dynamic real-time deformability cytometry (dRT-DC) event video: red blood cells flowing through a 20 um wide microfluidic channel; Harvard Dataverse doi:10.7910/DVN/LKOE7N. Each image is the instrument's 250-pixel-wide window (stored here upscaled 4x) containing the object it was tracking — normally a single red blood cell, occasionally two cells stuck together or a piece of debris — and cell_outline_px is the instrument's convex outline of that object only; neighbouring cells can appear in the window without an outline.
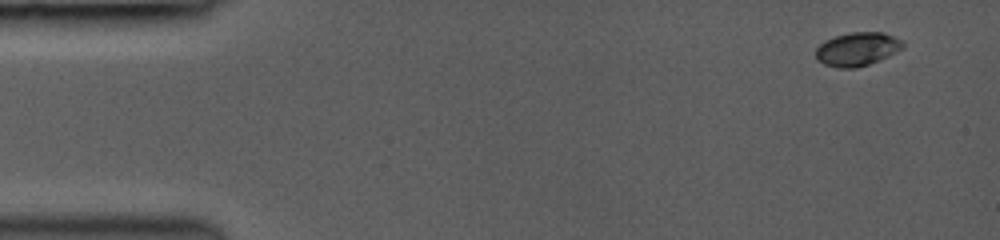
{"species": "common noctule bat (a hibernating species)", "species_latin": "Nyctalus noctula", "temperature_condition": "room temperature", "stored_images_in_passage": 37, "camera_frame_rate_fps": 3000, "um_per_image_px": 0.085, "animal": {"sex": "female", "body_mass_g": 19.0, "forearm_length_mm": 53.3}, "frame": {"image": 1, "passage_image": 1, "time_ms": 0.0, "image_size_px": [1000, 240], "cell_outline_px": [[904, 48], [880, 60], [856, 68], [840, 68], [824, 64], [816, 60], [816, 48], [824, 40], [848, 32], [880, 32], [904, 40]], "centroid_in_image_um": [72.87, 4.17], "position_along_channel_um": 12.1, "area_um2": 17.11}}
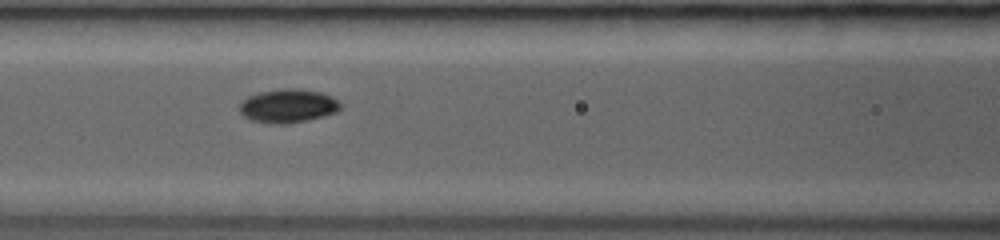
{"frame": {"image": 2, "passage_image": 17, "time_ms": 6.0, "image_size_px": [1000, 240], "cell_outline_px": [[340, 108], [336, 112], [324, 116], [308, 120], [288, 124], [272, 124], [252, 120], [244, 116], [240, 112], [240, 104], [248, 96], [260, 92], [280, 88], [296, 88], [320, 92], [332, 96], [340, 104]], "centroid_in_image_um": [24.48, 9.0], "position_along_channel_um": 142.1, "area_um2": 19.77}}
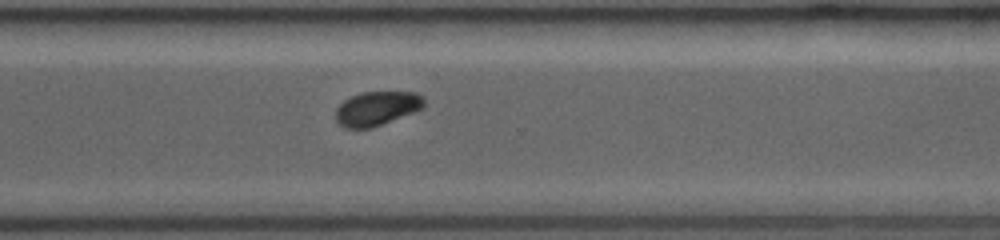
{"frame": {"image": 3, "passage_image": 37, "time_ms": 10.667, "image_size_px": [1000, 240], "cell_outline_px": [[424, 108], [372, 128], [344, 128], [336, 120], [336, 108], [344, 100], [360, 92], [416, 92], [424, 96]], "centroid_in_image_um": [32.04, 9.21], "position_along_channel_um": 338.6, "area_um2": 17.63}}